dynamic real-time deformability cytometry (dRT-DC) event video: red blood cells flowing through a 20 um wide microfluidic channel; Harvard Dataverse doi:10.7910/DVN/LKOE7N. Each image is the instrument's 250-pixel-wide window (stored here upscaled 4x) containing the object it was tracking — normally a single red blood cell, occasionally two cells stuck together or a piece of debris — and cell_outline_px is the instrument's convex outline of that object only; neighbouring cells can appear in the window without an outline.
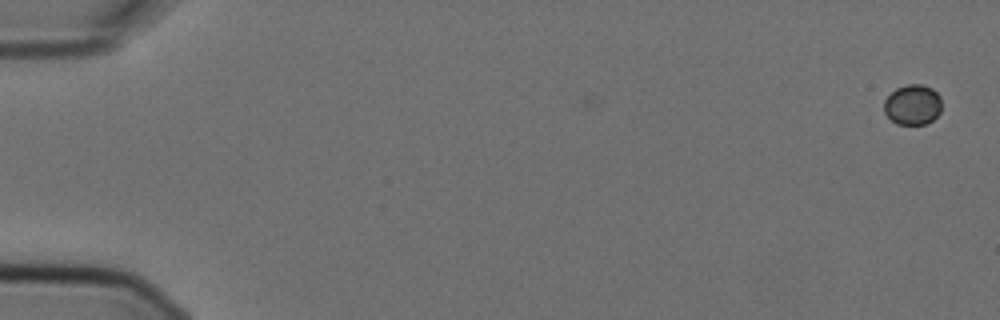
{"species": "Egyptian fruit bat (a non-hibernating species)", "species_latin": "Rousettus aegyptiacus", "temperature_condition": "cold", "stored_images_in_passage": 10, "segment_of_instrument_passage": [1, 2], "camera_frame_rate_fps": 3000, "um_per_image_px": 0.085, "animal": {"sex": "female"}, "frame": {"image": 1, "passage_image": 1, "time_ms": 0.0, "image_size_px": [1000, 320], "cell_outline_px": [[940, 112], [932, 120], [924, 124], [896, 124], [884, 112], [884, 100], [896, 88], [908, 84], [920, 84], [932, 88], [940, 96]], "centroid_in_image_um": [77.56, 8.89], "position_along_channel_um": 7.4, "area_um2": 13.41}}
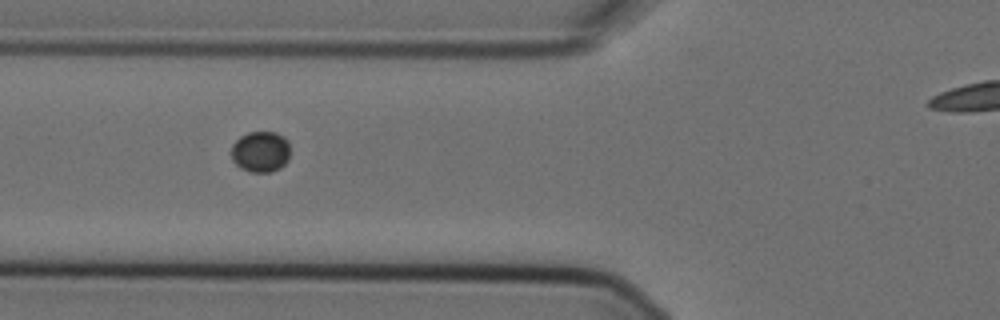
{"frame": {"image": 2, "passage_image": 7, "time_ms": 2.0, "image_size_px": [1000, 320], "cell_outline_px": [[288, 160], [280, 168], [268, 172], [252, 172], [240, 168], [232, 160], [232, 144], [240, 136], [248, 132], [276, 132], [284, 136], [288, 140]], "centroid_in_image_um": [22.14, 12.88], "position_along_channel_um": 103.7, "area_um2": 14.05}}
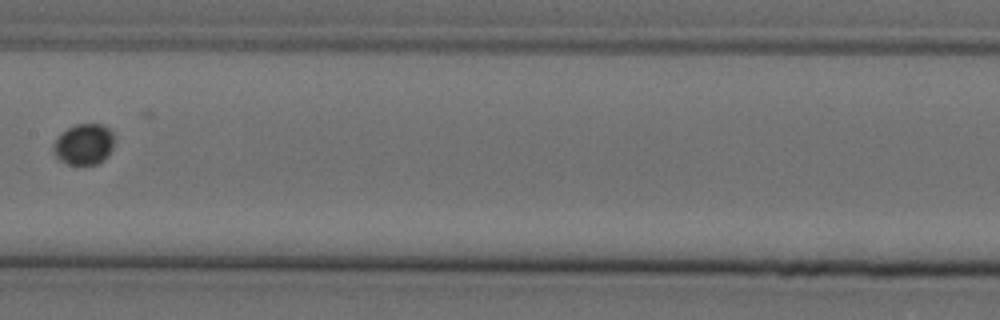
{"frame": {"image": 3, "passage_image": 9, "time_ms": 2.667, "image_size_px": [1000, 320], "cell_outline_px": [[112, 148], [108, 156], [104, 160], [96, 164], [68, 164], [60, 160], [52, 152], [52, 144], [60, 132], [76, 124], [100, 124], [108, 128], [112, 132]], "centroid_in_image_um": [7.09, 12.26], "position_along_channel_um": 200.3, "area_um2": 14.57}}